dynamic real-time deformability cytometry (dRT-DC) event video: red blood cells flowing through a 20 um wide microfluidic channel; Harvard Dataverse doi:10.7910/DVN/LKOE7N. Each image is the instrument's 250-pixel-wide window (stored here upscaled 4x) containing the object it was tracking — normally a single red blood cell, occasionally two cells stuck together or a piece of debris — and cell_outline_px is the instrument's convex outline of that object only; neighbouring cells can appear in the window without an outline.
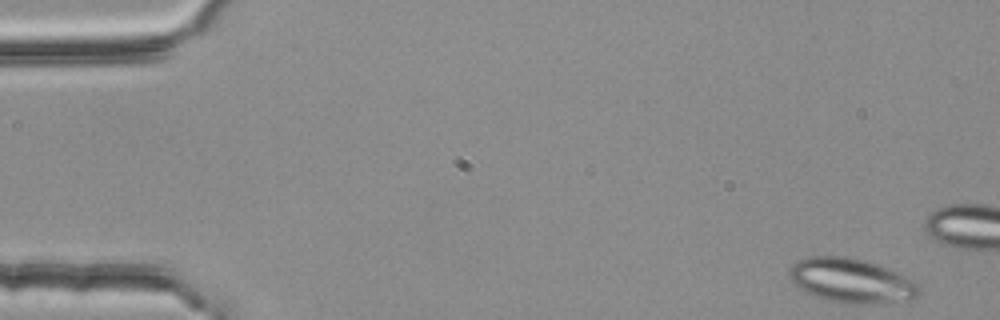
{"species": "common noctule bat (a hibernating species)", "species_latin": "Nyctalus noctula", "temperature_condition": "room temperature", "stored_images_in_passage": 15, "camera_frame_rate_fps": 3000, "um_per_image_px": 0.085, "animal": {"sex": "female", "body_mass_g": 25.1}, "frame": {"image": 1, "passage_image": 1, "time_ms": 0.0, "image_size_px": [1000, 320], "cell_outline_px": [[920, 296], [916, 300], [864, 304], [844, 304], [816, 296], [804, 292], [788, 276], [788, 272], [792, 264], [808, 256], [844, 256], [864, 260], [900, 272], [920, 284]], "centroid_in_image_um": [72.43, 23.86], "position_along_channel_um": 12.6, "area_um2": 33.99}}